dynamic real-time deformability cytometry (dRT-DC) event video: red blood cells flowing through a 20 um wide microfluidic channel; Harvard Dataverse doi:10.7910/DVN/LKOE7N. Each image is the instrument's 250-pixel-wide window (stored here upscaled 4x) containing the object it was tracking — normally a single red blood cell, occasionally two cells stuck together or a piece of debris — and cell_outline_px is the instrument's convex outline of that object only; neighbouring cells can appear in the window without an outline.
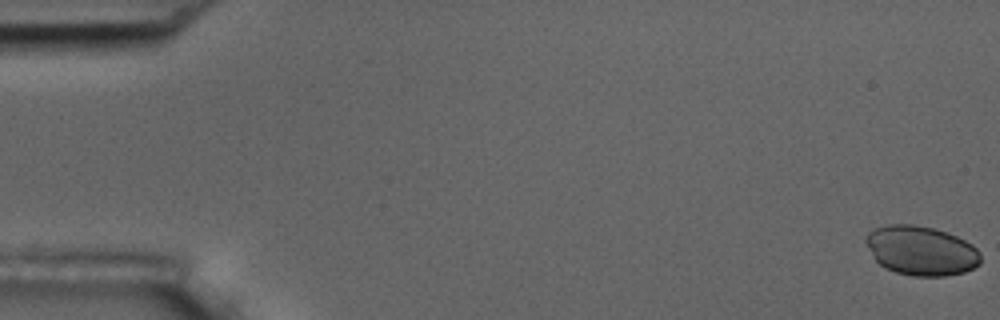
{"species": "common noctule bat (a hibernating species)", "species_latin": "Nyctalus noctula", "temperature_condition": "room temperature", "stored_images_in_passage": 57, "camera_frame_rate_fps": 3000, "um_per_image_px": 0.085, "animal": {"sex": "male", "body_mass_g": 17.5, "forearm_length_mm": 52.3}, "frame": {"image": 1, "passage_image": 1, "time_ms": 0.0, "image_size_px": [1000, 320], "cell_outline_px": [[980, 264], [964, 272], [944, 276], [912, 276], [896, 272], [884, 268], [872, 256], [864, 240], [864, 236], [868, 232], [876, 228], [888, 224], [912, 224], [932, 228], [948, 232], [972, 244], [980, 252]], "centroid_in_image_um": [78.27, 21.3], "position_along_channel_um": 6.7, "area_um2": 33.18}}